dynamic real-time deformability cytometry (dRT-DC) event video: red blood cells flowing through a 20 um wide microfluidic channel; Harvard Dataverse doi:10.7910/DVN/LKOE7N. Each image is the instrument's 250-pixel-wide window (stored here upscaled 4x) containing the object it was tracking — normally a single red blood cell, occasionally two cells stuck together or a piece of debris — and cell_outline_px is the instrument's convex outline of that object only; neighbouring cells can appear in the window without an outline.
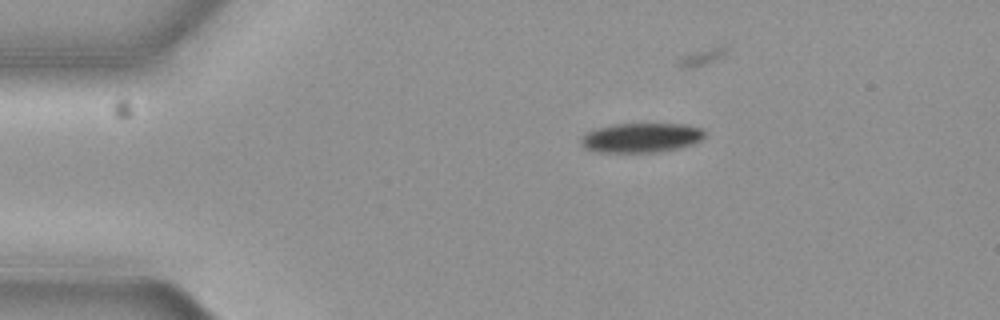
{"species": "common noctule bat (a hibernating species)", "species_latin": "Nyctalus noctula", "temperature_condition": "cold", "stored_images_in_passage": 22, "camera_frame_rate_fps": 3000, "um_per_image_px": 0.085, "animal": {"sex": "female", "body_mass_g": 19.3, "forearm_length_mm": 54.1}, "frame": {"image": 1, "passage_image": 1, "time_ms": 0.0, "image_size_px": [1000, 320], "cell_outline_px": [[704, 136], [700, 140], [692, 144], [676, 148], [656, 152], [596, 152], [588, 148], [580, 140], [580, 136], [596, 128], [616, 124], [684, 124], [700, 128], [704, 132]], "centroid_in_image_um": [54.49, 11.7], "position_along_channel_um": 30.5, "area_um2": 20.92}}
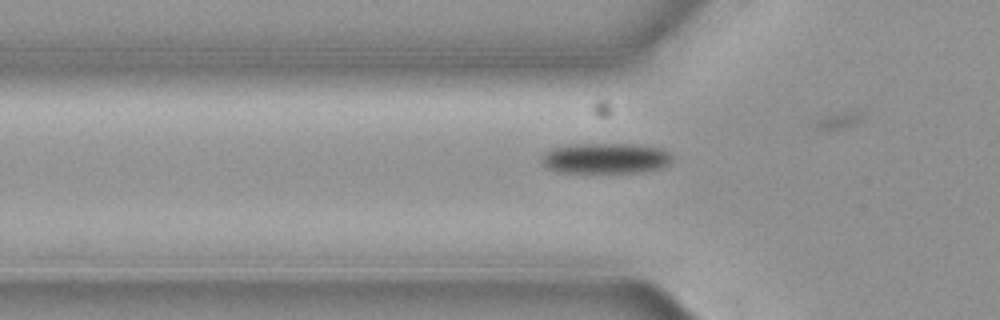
{"frame": {"image": 2, "passage_image": 9, "time_ms": 2.667, "image_size_px": [1000, 320], "cell_outline_px": [[672, 156], [668, 164], [660, 168], [636, 172], [556, 172], [540, 164], [540, 156], [548, 148], [568, 144], [640, 144], [664, 148]], "centroid_in_image_um": [51.39, 13.43], "position_along_channel_um": 74.4, "area_um2": 23.64}}
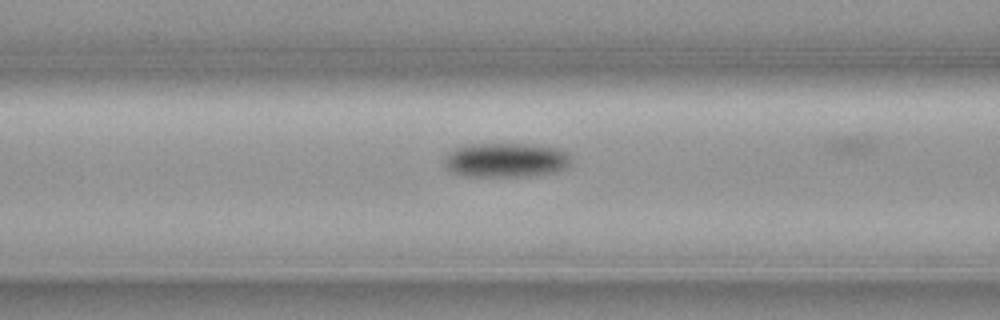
{"frame": {"image": 3, "passage_image": 13, "time_ms": 4.0, "image_size_px": [1000, 320], "cell_outline_px": [[568, 164], [564, 168], [556, 172], [524, 176], [464, 176], [452, 172], [444, 164], [444, 160], [448, 152], [456, 148], [472, 144], [524, 144], [560, 148], [568, 152]], "centroid_in_image_um": [42.97, 13.6], "position_along_channel_um": 123.6, "area_um2": 25.14}}